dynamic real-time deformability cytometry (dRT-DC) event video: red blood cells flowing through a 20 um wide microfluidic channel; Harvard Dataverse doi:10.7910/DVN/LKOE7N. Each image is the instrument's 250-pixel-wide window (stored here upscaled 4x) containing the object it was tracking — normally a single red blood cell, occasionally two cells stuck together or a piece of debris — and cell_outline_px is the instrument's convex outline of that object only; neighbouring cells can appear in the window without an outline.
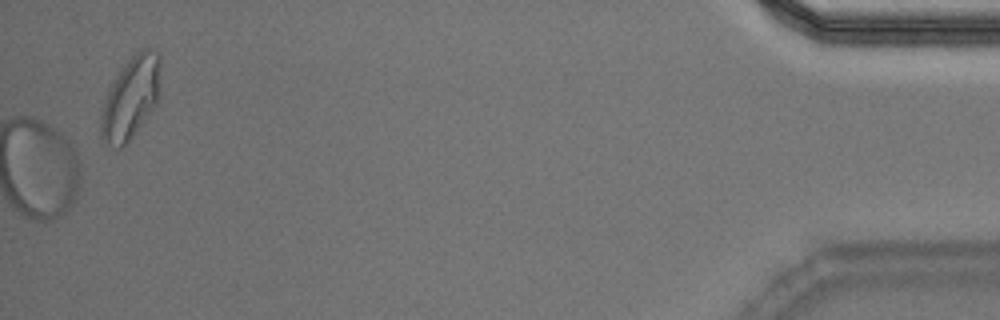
{"species": "Egyptian fruit bat (a non-hibernating species)", "species_latin": "Rousettus aegyptiacus", "temperature_condition": "warm", "stored_images_in_passage": 51, "camera_frame_rate_fps": 3000, "um_per_image_px": 0.085, "animal": {"sex": "male"}, "frame": {"image": 1, "passage_image": 51, "time_ms": 16.667, "image_size_px": [1000, 320], "cell_outline_px": [[160, 64], [156, 104], [128, 144], [120, 148], [116, 148], [108, 144], [100, 136], [100, 116], [104, 100], [112, 84], [128, 60], [136, 52], [144, 48], [148, 48], [156, 52], [160, 56]], "centroid_in_image_um": [11.09, 8.37], "position_along_channel_um": 424.1, "area_um2": 28.03}}